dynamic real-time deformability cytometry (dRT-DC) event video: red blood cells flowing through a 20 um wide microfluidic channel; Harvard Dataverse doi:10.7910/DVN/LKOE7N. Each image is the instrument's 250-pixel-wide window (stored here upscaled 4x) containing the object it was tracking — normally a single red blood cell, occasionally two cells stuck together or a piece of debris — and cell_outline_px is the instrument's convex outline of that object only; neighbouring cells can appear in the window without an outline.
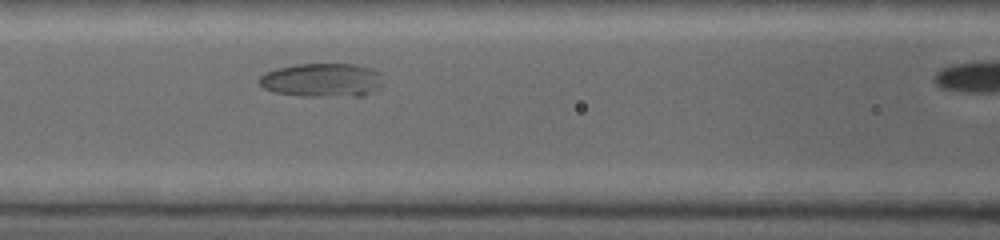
{"species": "common noctule bat (a hibernating species)", "species_latin": "Nyctalus noctula", "temperature_condition": "warm", "stored_images_in_passage": 14, "camera_frame_rate_fps": 5000, "um_per_image_px": 0.085, "animal": {"sex": "female", "body_mass_g": 19.0, "forearm_length_mm": 53.3}, "frame": {"image": 1, "passage_image": 9, "time_ms": 3.4, "image_size_px": [1000, 240], "cell_outline_px": [[380, 84], [368, 92], [360, 96], [296, 96], [272, 92], [264, 88], [256, 80], [264, 72], [276, 68], [296, 64], [356, 64], [372, 68], [380, 72]], "centroid_in_image_um": [27.28, 6.8], "position_along_channel_um": 139.3, "area_um2": 24.39}}